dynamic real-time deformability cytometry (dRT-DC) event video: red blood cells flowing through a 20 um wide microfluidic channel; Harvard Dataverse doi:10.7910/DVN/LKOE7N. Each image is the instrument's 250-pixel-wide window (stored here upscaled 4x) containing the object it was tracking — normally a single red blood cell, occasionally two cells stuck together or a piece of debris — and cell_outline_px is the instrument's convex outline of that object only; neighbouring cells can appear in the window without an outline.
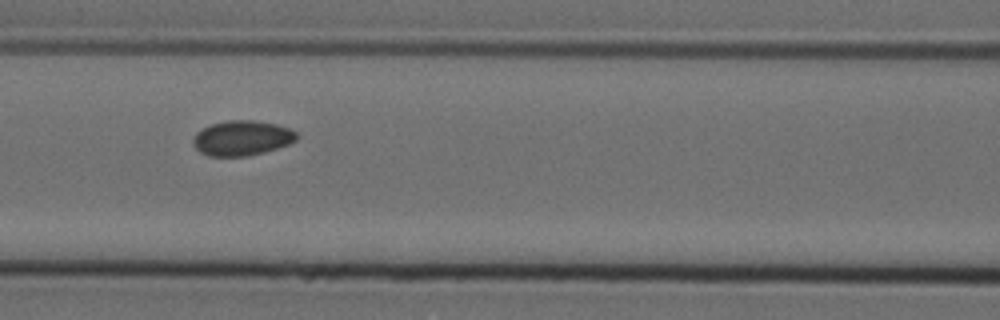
{"species": "Egyptian fruit bat (a non-hibernating species)", "species_latin": "Rousettus aegyptiacus", "temperature_condition": "cold", "stored_images_in_passage": 14, "camera_frame_rate_fps": 3000, "um_per_image_px": 0.085, "animal": {"sex": "female"}, "frame": {"image": 1, "passage_image": 6, "time_ms": 1.667, "image_size_px": [1000, 320], "cell_outline_px": [[300, 136], [296, 140], [288, 144], [264, 152], [248, 156], [208, 156], [200, 152], [192, 144], [192, 140], [196, 132], [212, 124], [228, 120], [256, 120], [276, 124], [288, 128], [296, 132]], "centroid_in_image_um": [20.56, 11.73], "position_along_channel_um": 146.0, "area_um2": 21.15}}
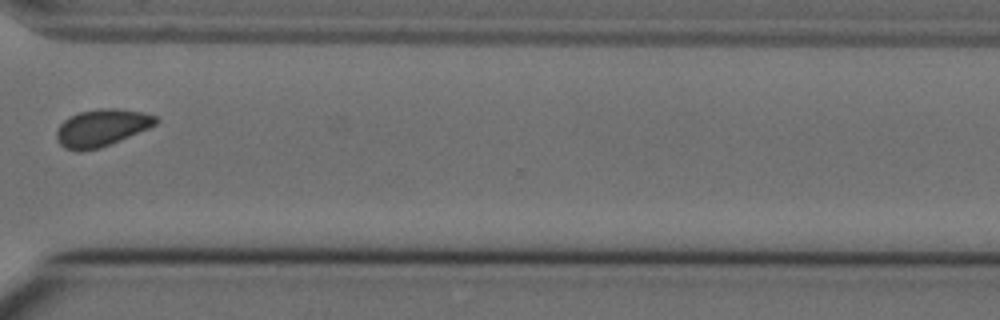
{"frame": {"image": 2, "passage_image": 11, "time_ms": 3.333, "image_size_px": [1000, 320], "cell_outline_px": [[160, 120], [156, 124], [148, 128], [120, 140], [100, 148], [64, 148], [56, 140], [56, 128], [68, 116], [80, 112], [100, 108], [116, 108], [144, 112], [156, 116]], "centroid_in_image_um": [8.65, 10.81], "position_along_channel_um": 361.9, "area_um2": 21.15}}